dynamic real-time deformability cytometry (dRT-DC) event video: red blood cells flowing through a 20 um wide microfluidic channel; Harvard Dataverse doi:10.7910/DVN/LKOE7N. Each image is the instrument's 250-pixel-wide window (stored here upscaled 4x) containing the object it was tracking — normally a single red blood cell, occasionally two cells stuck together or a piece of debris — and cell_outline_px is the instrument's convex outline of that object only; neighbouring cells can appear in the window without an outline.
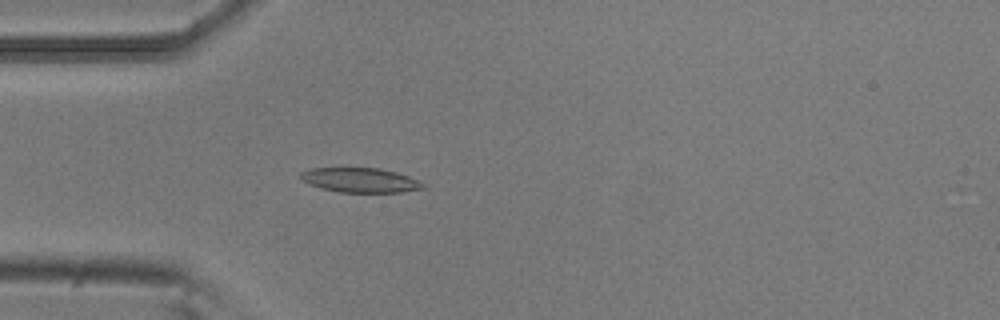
{"species": "common noctule bat (a hibernating species)", "species_latin": "Nyctalus noctula", "temperature_condition": "room temperature", "stored_images_in_passage": 40, "camera_frame_rate_fps": 3000, "um_per_image_px": 0.085, "animal": {"sex": "male", "body_mass_g": 20.5, "forearm_length_mm": 52.5}, "frame": {"image": 1, "passage_image": 2, "time_ms": 0.333, "image_size_px": [1000, 320], "cell_outline_px": [[428, 184], [424, 188], [400, 192], [340, 192], [320, 188], [308, 184], [300, 180], [300, 172], [312, 168], [380, 168], [396, 172], [408, 176]], "centroid_in_image_um": [30.61, 15.31], "position_along_channel_um": 54.4, "area_um2": 17.63}}
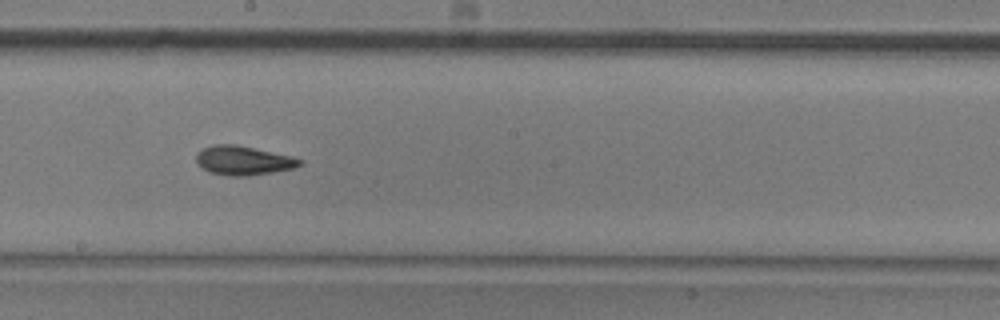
{"frame": {"image": 2, "passage_image": 16, "time_ms": 5.0, "image_size_px": [1000, 320], "cell_outline_px": [[304, 164], [296, 168], [248, 176], [232, 176], [208, 172], [196, 164], [196, 156], [204, 148], [212, 144], [236, 144], [292, 156], [304, 160]], "centroid_in_image_um": [20.71, 13.64], "position_along_channel_um": 227.5, "area_um2": 17.74}}
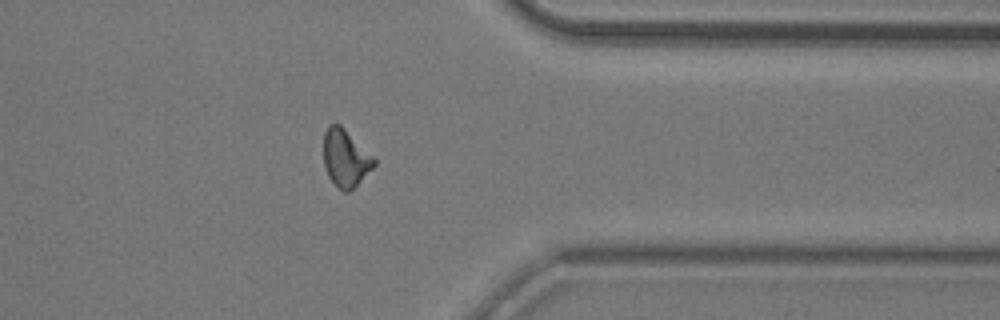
{"frame": {"image": 3, "passage_image": 29, "time_ms": 9.333, "image_size_px": [1000, 320], "cell_outline_px": [[376, 164], [348, 192], [344, 192], [328, 176], [324, 164], [324, 132], [328, 124], [340, 124], [376, 156]], "centroid_in_image_um": [29.39, 13.38], "position_along_channel_um": 382.0, "area_um2": 16.88}, "authors_computed_cell_mechanics": {"area_um2": 16.8776, "velocity_mm_per_s": 3.811, "shape_relaxation_time_tau1_ms": 5.7451, "shape_relaxation_time_tau2_ms": 5.1315, "deformation_change_tau1": 0.1682, "deformation_change_tau2": 0.0909}}